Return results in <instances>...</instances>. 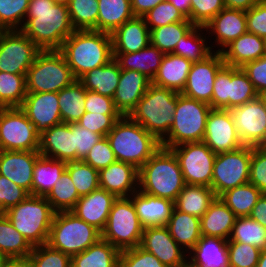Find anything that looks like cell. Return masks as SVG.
<instances>
[{
    "label": "cell",
    "mask_w": 266,
    "mask_h": 267,
    "mask_svg": "<svg viewBox=\"0 0 266 267\" xmlns=\"http://www.w3.org/2000/svg\"><path fill=\"white\" fill-rule=\"evenodd\" d=\"M119 267H168L156 256L146 251L140 245L122 250L119 257Z\"/></svg>",
    "instance_id": "cell-54"
},
{
    "label": "cell",
    "mask_w": 266,
    "mask_h": 267,
    "mask_svg": "<svg viewBox=\"0 0 266 267\" xmlns=\"http://www.w3.org/2000/svg\"><path fill=\"white\" fill-rule=\"evenodd\" d=\"M205 31L211 34L210 37H216L214 43H217L219 49L215 52H221L233 40L247 32L246 12L224 8L205 26Z\"/></svg>",
    "instance_id": "cell-23"
},
{
    "label": "cell",
    "mask_w": 266,
    "mask_h": 267,
    "mask_svg": "<svg viewBox=\"0 0 266 267\" xmlns=\"http://www.w3.org/2000/svg\"><path fill=\"white\" fill-rule=\"evenodd\" d=\"M185 185L178 159L171 149L161 146L139 169L141 192L175 202Z\"/></svg>",
    "instance_id": "cell-3"
},
{
    "label": "cell",
    "mask_w": 266,
    "mask_h": 267,
    "mask_svg": "<svg viewBox=\"0 0 266 267\" xmlns=\"http://www.w3.org/2000/svg\"><path fill=\"white\" fill-rule=\"evenodd\" d=\"M66 171L71 176L79 197L100 188L99 171L83 160L67 162Z\"/></svg>",
    "instance_id": "cell-49"
},
{
    "label": "cell",
    "mask_w": 266,
    "mask_h": 267,
    "mask_svg": "<svg viewBox=\"0 0 266 267\" xmlns=\"http://www.w3.org/2000/svg\"><path fill=\"white\" fill-rule=\"evenodd\" d=\"M121 117V114L85 112L76 123L88 130L90 129L93 133H98L104 137L113 128L115 122Z\"/></svg>",
    "instance_id": "cell-56"
},
{
    "label": "cell",
    "mask_w": 266,
    "mask_h": 267,
    "mask_svg": "<svg viewBox=\"0 0 266 267\" xmlns=\"http://www.w3.org/2000/svg\"><path fill=\"white\" fill-rule=\"evenodd\" d=\"M193 27L190 21H182L151 29L150 44L164 54L172 53L181 38Z\"/></svg>",
    "instance_id": "cell-44"
},
{
    "label": "cell",
    "mask_w": 266,
    "mask_h": 267,
    "mask_svg": "<svg viewBox=\"0 0 266 267\" xmlns=\"http://www.w3.org/2000/svg\"><path fill=\"white\" fill-rule=\"evenodd\" d=\"M258 96L262 99L264 105L266 106V89L262 91Z\"/></svg>",
    "instance_id": "cell-71"
},
{
    "label": "cell",
    "mask_w": 266,
    "mask_h": 267,
    "mask_svg": "<svg viewBox=\"0 0 266 267\" xmlns=\"http://www.w3.org/2000/svg\"><path fill=\"white\" fill-rule=\"evenodd\" d=\"M121 74L118 62L113 59L104 66L97 67L81 76L78 81L86 90L113 98Z\"/></svg>",
    "instance_id": "cell-35"
},
{
    "label": "cell",
    "mask_w": 266,
    "mask_h": 267,
    "mask_svg": "<svg viewBox=\"0 0 266 267\" xmlns=\"http://www.w3.org/2000/svg\"><path fill=\"white\" fill-rule=\"evenodd\" d=\"M143 18L149 30L176 22L189 21L168 0L160 2Z\"/></svg>",
    "instance_id": "cell-53"
},
{
    "label": "cell",
    "mask_w": 266,
    "mask_h": 267,
    "mask_svg": "<svg viewBox=\"0 0 266 267\" xmlns=\"http://www.w3.org/2000/svg\"><path fill=\"white\" fill-rule=\"evenodd\" d=\"M3 267H31L28 258H10Z\"/></svg>",
    "instance_id": "cell-68"
},
{
    "label": "cell",
    "mask_w": 266,
    "mask_h": 267,
    "mask_svg": "<svg viewBox=\"0 0 266 267\" xmlns=\"http://www.w3.org/2000/svg\"><path fill=\"white\" fill-rule=\"evenodd\" d=\"M257 267H266V249L261 250Z\"/></svg>",
    "instance_id": "cell-69"
},
{
    "label": "cell",
    "mask_w": 266,
    "mask_h": 267,
    "mask_svg": "<svg viewBox=\"0 0 266 267\" xmlns=\"http://www.w3.org/2000/svg\"><path fill=\"white\" fill-rule=\"evenodd\" d=\"M100 238L101 232L98 229L71 211H64L55 213L47 244L72 257L85 251Z\"/></svg>",
    "instance_id": "cell-8"
},
{
    "label": "cell",
    "mask_w": 266,
    "mask_h": 267,
    "mask_svg": "<svg viewBox=\"0 0 266 267\" xmlns=\"http://www.w3.org/2000/svg\"><path fill=\"white\" fill-rule=\"evenodd\" d=\"M55 213L45 197L31 194L4 212L32 247L47 244Z\"/></svg>",
    "instance_id": "cell-6"
},
{
    "label": "cell",
    "mask_w": 266,
    "mask_h": 267,
    "mask_svg": "<svg viewBox=\"0 0 266 267\" xmlns=\"http://www.w3.org/2000/svg\"><path fill=\"white\" fill-rule=\"evenodd\" d=\"M258 96L252 82L242 68L224 65L214 80L212 109H230L243 105Z\"/></svg>",
    "instance_id": "cell-11"
},
{
    "label": "cell",
    "mask_w": 266,
    "mask_h": 267,
    "mask_svg": "<svg viewBox=\"0 0 266 267\" xmlns=\"http://www.w3.org/2000/svg\"><path fill=\"white\" fill-rule=\"evenodd\" d=\"M164 55L157 47L149 44L146 48L137 52L113 54V57L118 62L121 70L138 71L152 81Z\"/></svg>",
    "instance_id": "cell-34"
},
{
    "label": "cell",
    "mask_w": 266,
    "mask_h": 267,
    "mask_svg": "<svg viewBox=\"0 0 266 267\" xmlns=\"http://www.w3.org/2000/svg\"><path fill=\"white\" fill-rule=\"evenodd\" d=\"M179 12L191 22V0H168Z\"/></svg>",
    "instance_id": "cell-67"
},
{
    "label": "cell",
    "mask_w": 266,
    "mask_h": 267,
    "mask_svg": "<svg viewBox=\"0 0 266 267\" xmlns=\"http://www.w3.org/2000/svg\"><path fill=\"white\" fill-rule=\"evenodd\" d=\"M116 199L114 194L98 188L88 195L80 197L71 212L102 232Z\"/></svg>",
    "instance_id": "cell-22"
},
{
    "label": "cell",
    "mask_w": 266,
    "mask_h": 267,
    "mask_svg": "<svg viewBox=\"0 0 266 267\" xmlns=\"http://www.w3.org/2000/svg\"><path fill=\"white\" fill-rule=\"evenodd\" d=\"M177 95L174 90L151 83L129 117L161 142L173 123Z\"/></svg>",
    "instance_id": "cell-5"
},
{
    "label": "cell",
    "mask_w": 266,
    "mask_h": 267,
    "mask_svg": "<svg viewBox=\"0 0 266 267\" xmlns=\"http://www.w3.org/2000/svg\"><path fill=\"white\" fill-rule=\"evenodd\" d=\"M215 198L216 195L211 187L186 184L177 196L174 207L201 218Z\"/></svg>",
    "instance_id": "cell-38"
},
{
    "label": "cell",
    "mask_w": 266,
    "mask_h": 267,
    "mask_svg": "<svg viewBox=\"0 0 266 267\" xmlns=\"http://www.w3.org/2000/svg\"><path fill=\"white\" fill-rule=\"evenodd\" d=\"M21 31L41 50H59L75 29L66 4L29 0Z\"/></svg>",
    "instance_id": "cell-1"
},
{
    "label": "cell",
    "mask_w": 266,
    "mask_h": 267,
    "mask_svg": "<svg viewBox=\"0 0 266 267\" xmlns=\"http://www.w3.org/2000/svg\"><path fill=\"white\" fill-rule=\"evenodd\" d=\"M227 241L246 243L265 250L266 228L249 216L237 217Z\"/></svg>",
    "instance_id": "cell-46"
},
{
    "label": "cell",
    "mask_w": 266,
    "mask_h": 267,
    "mask_svg": "<svg viewBox=\"0 0 266 267\" xmlns=\"http://www.w3.org/2000/svg\"><path fill=\"white\" fill-rule=\"evenodd\" d=\"M172 238L189 253L201 239L200 218L182 212L174 207L166 224Z\"/></svg>",
    "instance_id": "cell-33"
},
{
    "label": "cell",
    "mask_w": 266,
    "mask_h": 267,
    "mask_svg": "<svg viewBox=\"0 0 266 267\" xmlns=\"http://www.w3.org/2000/svg\"><path fill=\"white\" fill-rule=\"evenodd\" d=\"M29 0H0V29L21 30Z\"/></svg>",
    "instance_id": "cell-50"
},
{
    "label": "cell",
    "mask_w": 266,
    "mask_h": 267,
    "mask_svg": "<svg viewBox=\"0 0 266 267\" xmlns=\"http://www.w3.org/2000/svg\"><path fill=\"white\" fill-rule=\"evenodd\" d=\"M130 198L144 227L166 226L172 215L174 202L139 190L133 193Z\"/></svg>",
    "instance_id": "cell-28"
},
{
    "label": "cell",
    "mask_w": 266,
    "mask_h": 267,
    "mask_svg": "<svg viewBox=\"0 0 266 267\" xmlns=\"http://www.w3.org/2000/svg\"><path fill=\"white\" fill-rule=\"evenodd\" d=\"M39 137L20 107H1L0 150L38 151Z\"/></svg>",
    "instance_id": "cell-13"
},
{
    "label": "cell",
    "mask_w": 266,
    "mask_h": 267,
    "mask_svg": "<svg viewBox=\"0 0 266 267\" xmlns=\"http://www.w3.org/2000/svg\"><path fill=\"white\" fill-rule=\"evenodd\" d=\"M249 183L266 195V146L252 147Z\"/></svg>",
    "instance_id": "cell-57"
},
{
    "label": "cell",
    "mask_w": 266,
    "mask_h": 267,
    "mask_svg": "<svg viewBox=\"0 0 266 267\" xmlns=\"http://www.w3.org/2000/svg\"><path fill=\"white\" fill-rule=\"evenodd\" d=\"M117 161L140 169L162 146L161 142L129 116L118 119L106 135Z\"/></svg>",
    "instance_id": "cell-4"
},
{
    "label": "cell",
    "mask_w": 266,
    "mask_h": 267,
    "mask_svg": "<svg viewBox=\"0 0 266 267\" xmlns=\"http://www.w3.org/2000/svg\"><path fill=\"white\" fill-rule=\"evenodd\" d=\"M30 195L25 189L16 185L10 179L0 175V213L16 206Z\"/></svg>",
    "instance_id": "cell-59"
},
{
    "label": "cell",
    "mask_w": 266,
    "mask_h": 267,
    "mask_svg": "<svg viewBox=\"0 0 266 267\" xmlns=\"http://www.w3.org/2000/svg\"><path fill=\"white\" fill-rule=\"evenodd\" d=\"M228 256L230 267H257L261 250L253 245L228 241Z\"/></svg>",
    "instance_id": "cell-52"
},
{
    "label": "cell",
    "mask_w": 266,
    "mask_h": 267,
    "mask_svg": "<svg viewBox=\"0 0 266 267\" xmlns=\"http://www.w3.org/2000/svg\"><path fill=\"white\" fill-rule=\"evenodd\" d=\"M67 7L75 30L97 31L98 0H68Z\"/></svg>",
    "instance_id": "cell-47"
},
{
    "label": "cell",
    "mask_w": 266,
    "mask_h": 267,
    "mask_svg": "<svg viewBox=\"0 0 266 267\" xmlns=\"http://www.w3.org/2000/svg\"><path fill=\"white\" fill-rule=\"evenodd\" d=\"M45 198L55 212H64L71 211L80 197L71 176L65 170Z\"/></svg>",
    "instance_id": "cell-45"
},
{
    "label": "cell",
    "mask_w": 266,
    "mask_h": 267,
    "mask_svg": "<svg viewBox=\"0 0 266 267\" xmlns=\"http://www.w3.org/2000/svg\"><path fill=\"white\" fill-rule=\"evenodd\" d=\"M178 159L185 184L211 187L216 154L202 141L170 148Z\"/></svg>",
    "instance_id": "cell-14"
},
{
    "label": "cell",
    "mask_w": 266,
    "mask_h": 267,
    "mask_svg": "<svg viewBox=\"0 0 266 267\" xmlns=\"http://www.w3.org/2000/svg\"><path fill=\"white\" fill-rule=\"evenodd\" d=\"M237 216L216 197L200 218L201 234L205 237L229 240Z\"/></svg>",
    "instance_id": "cell-30"
},
{
    "label": "cell",
    "mask_w": 266,
    "mask_h": 267,
    "mask_svg": "<svg viewBox=\"0 0 266 267\" xmlns=\"http://www.w3.org/2000/svg\"><path fill=\"white\" fill-rule=\"evenodd\" d=\"M59 51L76 80L114 59L111 34L95 30H75Z\"/></svg>",
    "instance_id": "cell-2"
},
{
    "label": "cell",
    "mask_w": 266,
    "mask_h": 267,
    "mask_svg": "<svg viewBox=\"0 0 266 267\" xmlns=\"http://www.w3.org/2000/svg\"><path fill=\"white\" fill-rule=\"evenodd\" d=\"M97 31L112 34L117 28L135 16L130 0H98Z\"/></svg>",
    "instance_id": "cell-39"
},
{
    "label": "cell",
    "mask_w": 266,
    "mask_h": 267,
    "mask_svg": "<svg viewBox=\"0 0 266 267\" xmlns=\"http://www.w3.org/2000/svg\"><path fill=\"white\" fill-rule=\"evenodd\" d=\"M83 161L99 171L117 160L107 137L104 136L94 144Z\"/></svg>",
    "instance_id": "cell-58"
},
{
    "label": "cell",
    "mask_w": 266,
    "mask_h": 267,
    "mask_svg": "<svg viewBox=\"0 0 266 267\" xmlns=\"http://www.w3.org/2000/svg\"><path fill=\"white\" fill-rule=\"evenodd\" d=\"M143 231L132 199L119 197L112 205L101 238L122 251L139 246Z\"/></svg>",
    "instance_id": "cell-10"
},
{
    "label": "cell",
    "mask_w": 266,
    "mask_h": 267,
    "mask_svg": "<svg viewBox=\"0 0 266 267\" xmlns=\"http://www.w3.org/2000/svg\"><path fill=\"white\" fill-rule=\"evenodd\" d=\"M86 89L75 80L58 92L62 123H76L85 113Z\"/></svg>",
    "instance_id": "cell-40"
},
{
    "label": "cell",
    "mask_w": 266,
    "mask_h": 267,
    "mask_svg": "<svg viewBox=\"0 0 266 267\" xmlns=\"http://www.w3.org/2000/svg\"><path fill=\"white\" fill-rule=\"evenodd\" d=\"M227 240L202 236L187 254L192 267H230ZM190 256V257H189Z\"/></svg>",
    "instance_id": "cell-31"
},
{
    "label": "cell",
    "mask_w": 266,
    "mask_h": 267,
    "mask_svg": "<svg viewBox=\"0 0 266 267\" xmlns=\"http://www.w3.org/2000/svg\"><path fill=\"white\" fill-rule=\"evenodd\" d=\"M247 31L266 38V0L258 2L246 12Z\"/></svg>",
    "instance_id": "cell-61"
},
{
    "label": "cell",
    "mask_w": 266,
    "mask_h": 267,
    "mask_svg": "<svg viewBox=\"0 0 266 267\" xmlns=\"http://www.w3.org/2000/svg\"><path fill=\"white\" fill-rule=\"evenodd\" d=\"M75 80L59 50H41L26 73L27 93H58Z\"/></svg>",
    "instance_id": "cell-9"
},
{
    "label": "cell",
    "mask_w": 266,
    "mask_h": 267,
    "mask_svg": "<svg viewBox=\"0 0 266 267\" xmlns=\"http://www.w3.org/2000/svg\"><path fill=\"white\" fill-rule=\"evenodd\" d=\"M193 62L179 55L165 54L152 84L181 93Z\"/></svg>",
    "instance_id": "cell-32"
},
{
    "label": "cell",
    "mask_w": 266,
    "mask_h": 267,
    "mask_svg": "<svg viewBox=\"0 0 266 267\" xmlns=\"http://www.w3.org/2000/svg\"><path fill=\"white\" fill-rule=\"evenodd\" d=\"M140 246L168 267L187 264V252L172 238L166 226L144 227Z\"/></svg>",
    "instance_id": "cell-19"
},
{
    "label": "cell",
    "mask_w": 266,
    "mask_h": 267,
    "mask_svg": "<svg viewBox=\"0 0 266 267\" xmlns=\"http://www.w3.org/2000/svg\"><path fill=\"white\" fill-rule=\"evenodd\" d=\"M85 112L102 114H120L114 100L111 97L103 96L94 91H86Z\"/></svg>",
    "instance_id": "cell-62"
},
{
    "label": "cell",
    "mask_w": 266,
    "mask_h": 267,
    "mask_svg": "<svg viewBox=\"0 0 266 267\" xmlns=\"http://www.w3.org/2000/svg\"><path fill=\"white\" fill-rule=\"evenodd\" d=\"M151 80L138 71L121 70L113 95L114 104L122 116H129L146 93Z\"/></svg>",
    "instance_id": "cell-25"
},
{
    "label": "cell",
    "mask_w": 266,
    "mask_h": 267,
    "mask_svg": "<svg viewBox=\"0 0 266 267\" xmlns=\"http://www.w3.org/2000/svg\"><path fill=\"white\" fill-rule=\"evenodd\" d=\"M138 174L134 165L116 161L99 170V185L117 198L130 197L138 191Z\"/></svg>",
    "instance_id": "cell-24"
},
{
    "label": "cell",
    "mask_w": 266,
    "mask_h": 267,
    "mask_svg": "<svg viewBox=\"0 0 266 267\" xmlns=\"http://www.w3.org/2000/svg\"><path fill=\"white\" fill-rule=\"evenodd\" d=\"M32 246L4 213L0 214V251L10 258H28Z\"/></svg>",
    "instance_id": "cell-41"
},
{
    "label": "cell",
    "mask_w": 266,
    "mask_h": 267,
    "mask_svg": "<svg viewBox=\"0 0 266 267\" xmlns=\"http://www.w3.org/2000/svg\"><path fill=\"white\" fill-rule=\"evenodd\" d=\"M120 250L100 238L85 251L72 256L71 267H119Z\"/></svg>",
    "instance_id": "cell-37"
},
{
    "label": "cell",
    "mask_w": 266,
    "mask_h": 267,
    "mask_svg": "<svg viewBox=\"0 0 266 267\" xmlns=\"http://www.w3.org/2000/svg\"><path fill=\"white\" fill-rule=\"evenodd\" d=\"M261 191L253 184L247 183L222 193L219 198L237 217L249 216L261 197Z\"/></svg>",
    "instance_id": "cell-42"
},
{
    "label": "cell",
    "mask_w": 266,
    "mask_h": 267,
    "mask_svg": "<svg viewBox=\"0 0 266 267\" xmlns=\"http://www.w3.org/2000/svg\"><path fill=\"white\" fill-rule=\"evenodd\" d=\"M249 217L266 228V195L262 194Z\"/></svg>",
    "instance_id": "cell-65"
},
{
    "label": "cell",
    "mask_w": 266,
    "mask_h": 267,
    "mask_svg": "<svg viewBox=\"0 0 266 267\" xmlns=\"http://www.w3.org/2000/svg\"><path fill=\"white\" fill-rule=\"evenodd\" d=\"M204 29L205 27L194 26L184 37L181 38L172 53L184 57L192 62H201L206 59L214 52V50L212 49V45L210 47L206 43L205 39L207 38L202 32Z\"/></svg>",
    "instance_id": "cell-43"
},
{
    "label": "cell",
    "mask_w": 266,
    "mask_h": 267,
    "mask_svg": "<svg viewBox=\"0 0 266 267\" xmlns=\"http://www.w3.org/2000/svg\"><path fill=\"white\" fill-rule=\"evenodd\" d=\"M28 261L31 267H71L72 257L43 244L32 248Z\"/></svg>",
    "instance_id": "cell-51"
},
{
    "label": "cell",
    "mask_w": 266,
    "mask_h": 267,
    "mask_svg": "<svg viewBox=\"0 0 266 267\" xmlns=\"http://www.w3.org/2000/svg\"><path fill=\"white\" fill-rule=\"evenodd\" d=\"M252 146L243 145L233 151L216 154L213 163L211 188L216 197L249 183Z\"/></svg>",
    "instance_id": "cell-12"
},
{
    "label": "cell",
    "mask_w": 266,
    "mask_h": 267,
    "mask_svg": "<svg viewBox=\"0 0 266 267\" xmlns=\"http://www.w3.org/2000/svg\"><path fill=\"white\" fill-rule=\"evenodd\" d=\"M20 108L39 135L62 123L57 92L27 93Z\"/></svg>",
    "instance_id": "cell-20"
},
{
    "label": "cell",
    "mask_w": 266,
    "mask_h": 267,
    "mask_svg": "<svg viewBox=\"0 0 266 267\" xmlns=\"http://www.w3.org/2000/svg\"><path fill=\"white\" fill-rule=\"evenodd\" d=\"M229 111L243 145L266 146V106L259 96Z\"/></svg>",
    "instance_id": "cell-16"
},
{
    "label": "cell",
    "mask_w": 266,
    "mask_h": 267,
    "mask_svg": "<svg viewBox=\"0 0 266 267\" xmlns=\"http://www.w3.org/2000/svg\"><path fill=\"white\" fill-rule=\"evenodd\" d=\"M211 109L208 103L178 93L173 123L161 141L162 147L170 149L184 143L202 142Z\"/></svg>",
    "instance_id": "cell-7"
},
{
    "label": "cell",
    "mask_w": 266,
    "mask_h": 267,
    "mask_svg": "<svg viewBox=\"0 0 266 267\" xmlns=\"http://www.w3.org/2000/svg\"><path fill=\"white\" fill-rule=\"evenodd\" d=\"M224 8V0H191V23L205 27Z\"/></svg>",
    "instance_id": "cell-55"
},
{
    "label": "cell",
    "mask_w": 266,
    "mask_h": 267,
    "mask_svg": "<svg viewBox=\"0 0 266 267\" xmlns=\"http://www.w3.org/2000/svg\"><path fill=\"white\" fill-rule=\"evenodd\" d=\"M38 152L60 161H76L71 123H61L44 131L39 137Z\"/></svg>",
    "instance_id": "cell-26"
},
{
    "label": "cell",
    "mask_w": 266,
    "mask_h": 267,
    "mask_svg": "<svg viewBox=\"0 0 266 267\" xmlns=\"http://www.w3.org/2000/svg\"><path fill=\"white\" fill-rule=\"evenodd\" d=\"M262 0H224L225 8L247 12L251 7Z\"/></svg>",
    "instance_id": "cell-66"
},
{
    "label": "cell",
    "mask_w": 266,
    "mask_h": 267,
    "mask_svg": "<svg viewBox=\"0 0 266 267\" xmlns=\"http://www.w3.org/2000/svg\"><path fill=\"white\" fill-rule=\"evenodd\" d=\"M221 53L225 65L241 68L266 54L265 39L247 31L233 40Z\"/></svg>",
    "instance_id": "cell-29"
},
{
    "label": "cell",
    "mask_w": 266,
    "mask_h": 267,
    "mask_svg": "<svg viewBox=\"0 0 266 267\" xmlns=\"http://www.w3.org/2000/svg\"><path fill=\"white\" fill-rule=\"evenodd\" d=\"M225 65L221 52H213L201 62H193L181 94L210 104L217 72Z\"/></svg>",
    "instance_id": "cell-17"
},
{
    "label": "cell",
    "mask_w": 266,
    "mask_h": 267,
    "mask_svg": "<svg viewBox=\"0 0 266 267\" xmlns=\"http://www.w3.org/2000/svg\"><path fill=\"white\" fill-rule=\"evenodd\" d=\"M241 68L247 74L258 95L266 89V54L257 60L246 63Z\"/></svg>",
    "instance_id": "cell-63"
},
{
    "label": "cell",
    "mask_w": 266,
    "mask_h": 267,
    "mask_svg": "<svg viewBox=\"0 0 266 267\" xmlns=\"http://www.w3.org/2000/svg\"><path fill=\"white\" fill-rule=\"evenodd\" d=\"M8 260L9 258L0 251V267H3Z\"/></svg>",
    "instance_id": "cell-70"
},
{
    "label": "cell",
    "mask_w": 266,
    "mask_h": 267,
    "mask_svg": "<svg viewBox=\"0 0 266 267\" xmlns=\"http://www.w3.org/2000/svg\"><path fill=\"white\" fill-rule=\"evenodd\" d=\"M66 165L65 161L40 154L33 170L32 195L46 197L66 170Z\"/></svg>",
    "instance_id": "cell-36"
},
{
    "label": "cell",
    "mask_w": 266,
    "mask_h": 267,
    "mask_svg": "<svg viewBox=\"0 0 266 267\" xmlns=\"http://www.w3.org/2000/svg\"><path fill=\"white\" fill-rule=\"evenodd\" d=\"M203 142L215 153L233 151L243 146L228 109H211Z\"/></svg>",
    "instance_id": "cell-18"
},
{
    "label": "cell",
    "mask_w": 266,
    "mask_h": 267,
    "mask_svg": "<svg viewBox=\"0 0 266 267\" xmlns=\"http://www.w3.org/2000/svg\"><path fill=\"white\" fill-rule=\"evenodd\" d=\"M39 155L38 151L0 150V175L32 195L33 170Z\"/></svg>",
    "instance_id": "cell-21"
},
{
    "label": "cell",
    "mask_w": 266,
    "mask_h": 267,
    "mask_svg": "<svg viewBox=\"0 0 266 267\" xmlns=\"http://www.w3.org/2000/svg\"><path fill=\"white\" fill-rule=\"evenodd\" d=\"M111 37L113 54L134 53L150 44V30L143 17L126 21Z\"/></svg>",
    "instance_id": "cell-27"
},
{
    "label": "cell",
    "mask_w": 266,
    "mask_h": 267,
    "mask_svg": "<svg viewBox=\"0 0 266 267\" xmlns=\"http://www.w3.org/2000/svg\"><path fill=\"white\" fill-rule=\"evenodd\" d=\"M55 3H59V4H68V0H52Z\"/></svg>",
    "instance_id": "cell-72"
},
{
    "label": "cell",
    "mask_w": 266,
    "mask_h": 267,
    "mask_svg": "<svg viewBox=\"0 0 266 267\" xmlns=\"http://www.w3.org/2000/svg\"><path fill=\"white\" fill-rule=\"evenodd\" d=\"M41 49L21 30L0 32V72L26 75Z\"/></svg>",
    "instance_id": "cell-15"
},
{
    "label": "cell",
    "mask_w": 266,
    "mask_h": 267,
    "mask_svg": "<svg viewBox=\"0 0 266 267\" xmlns=\"http://www.w3.org/2000/svg\"><path fill=\"white\" fill-rule=\"evenodd\" d=\"M26 94V75L0 72V107H20Z\"/></svg>",
    "instance_id": "cell-48"
},
{
    "label": "cell",
    "mask_w": 266,
    "mask_h": 267,
    "mask_svg": "<svg viewBox=\"0 0 266 267\" xmlns=\"http://www.w3.org/2000/svg\"><path fill=\"white\" fill-rule=\"evenodd\" d=\"M165 0H130L135 17H144L151 9Z\"/></svg>",
    "instance_id": "cell-64"
},
{
    "label": "cell",
    "mask_w": 266,
    "mask_h": 267,
    "mask_svg": "<svg viewBox=\"0 0 266 267\" xmlns=\"http://www.w3.org/2000/svg\"><path fill=\"white\" fill-rule=\"evenodd\" d=\"M71 131L74 134V148L76 149V161L84 160L90 149L103 136L93 133L90 129H86L77 123H71Z\"/></svg>",
    "instance_id": "cell-60"
},
{
    "label": "cell",
    "mask_w": 266,
    "mask_h": 267,
    "mask_svg": "<svg viewBox=\"0 0 266 267\" xmlns=\"http://www.w3.org/2000/svg\"><path fill=\"white\" fill-rule=\"evenodd\" d=\"M183 267H192V266H190L188 263L185 265V266H183Z\"/></svg>",
    "instance_id": "cell-73"
}]
</instances>
